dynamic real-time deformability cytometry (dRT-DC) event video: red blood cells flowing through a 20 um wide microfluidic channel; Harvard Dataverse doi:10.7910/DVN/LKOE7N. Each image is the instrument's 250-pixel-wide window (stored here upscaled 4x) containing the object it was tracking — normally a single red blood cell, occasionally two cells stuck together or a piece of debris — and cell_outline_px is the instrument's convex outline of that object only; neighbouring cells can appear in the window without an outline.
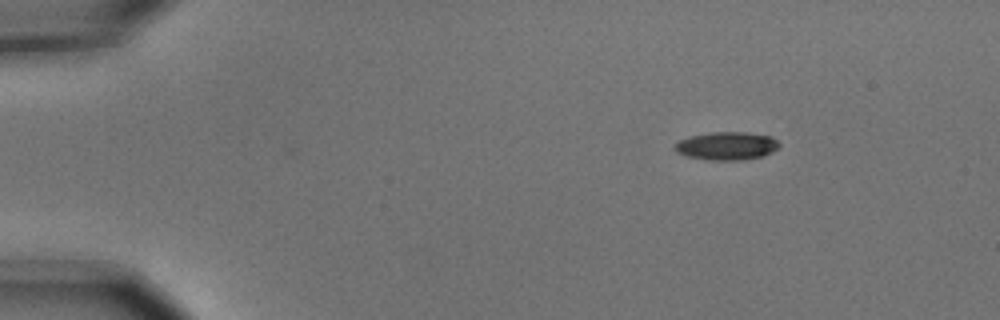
{"species": "common noctule bat (a hibernating species)", "species_latin": "Nyctalus noctula", "temperature_condition": "cold", "stored_images_in_passage": 2, "camera_frame_rate_fps": 3000, "um_per_image_px": 0.085, "animal": {"sex": "male", "body_mass_g": 15.6}, "frame": {"image": 1, "passage_image": 2, "time_ms": 0.333, "image_size_px": [1000, 320], "cell_outline_px": [[780, 144], [772, 152], [764, 156], [744, 160], [708, 160], [684, 156], [676, 152], [676, 144], [680, 140], [692, 136], [708, 132], [748, 132], [772, 136]], "centroid_in_image_um": [61.79, 12.41], "position_along_channel_um": 23.2, "area_um2": 17.17}}